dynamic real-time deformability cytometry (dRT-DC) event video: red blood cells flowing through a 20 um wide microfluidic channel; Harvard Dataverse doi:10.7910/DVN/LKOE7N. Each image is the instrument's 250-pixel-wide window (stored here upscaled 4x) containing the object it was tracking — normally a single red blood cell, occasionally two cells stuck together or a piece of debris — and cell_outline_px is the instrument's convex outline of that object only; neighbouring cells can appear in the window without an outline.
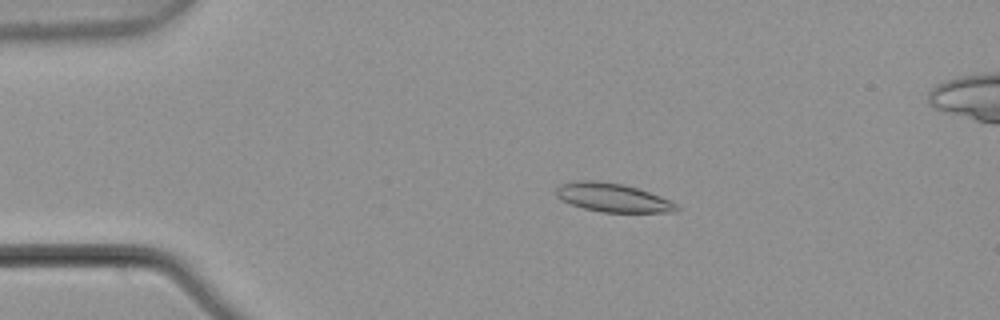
{"species": "common noctule bat (a hibernating species)", "species_latin": "Nyctalus noctula", "temperature_condition": "warm", "stored_images_in_passage": 5, "camera_frame_rate_fps": 3000, "um_per_image_px": 0.085, "animal": {"sex": "male", "body_mass_g": 21.5, "forearm_length_mm": 52.0}, "frame": {"image": 1, "passage_image": 3, "time_ms": 0.667, "image_size_px": [1000, 320], "cell_outline_px": [[680, 208], [676, 212], [600, 212], [584, 208], [572, 204], [556, 196], [556, 188], [560, 184], [580, 180], [592, 180], [624, 184], [660, 196], [676, 204]], "centroid_in_image_um": [52.08, 16.8], "position_along_channel_um": 32.9, "area_um2": 19.88}}
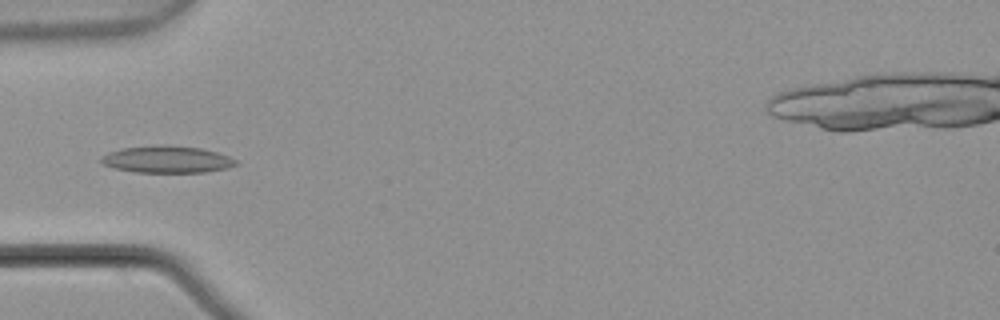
{"frame": {"image": 2, "passage_image": 5, "time_ms": 1.333, "image_size_px": [1000, 320], "cell_outline_px": [[240, 164], [228, 168], [204, 172], [136, 172], [116, 168], [104, 164], [100, 160], [100, 156], [108, 152], [124, 148], [200, 148], [216, 152], [228, 156], [236, 160]], "centroid_in_image_um": [14.24, 13.6], "position_along_channel_um": 70.8, "area_um2": 20.0}}